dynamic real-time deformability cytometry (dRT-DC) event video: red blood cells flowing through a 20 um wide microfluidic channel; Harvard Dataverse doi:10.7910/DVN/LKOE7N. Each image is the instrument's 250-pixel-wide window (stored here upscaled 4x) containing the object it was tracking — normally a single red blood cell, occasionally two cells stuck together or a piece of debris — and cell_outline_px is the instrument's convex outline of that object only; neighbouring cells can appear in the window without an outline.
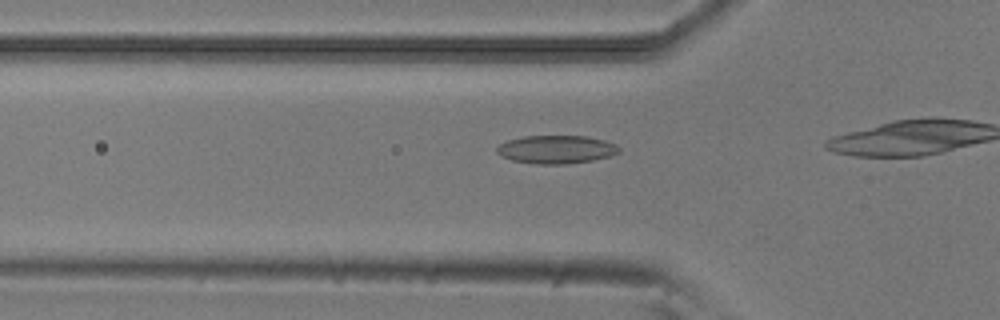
{"species": "common noctule bat (a hibernating species)", "species_latin": "Nyctalus noctula", "temperature_condition": "room temperature", "stored_images_in_passage": 18, "camera_frame_rate_fps": 3000, "um_per_image_px": 0.085, "animal": {"sex": "male", "body_mass_g": 20.5, "forearm_length_mm": 52.5}, "frame": {"image": 1, "passage_image": 13, "time_ms": 4.0, "image_size_px": [1000, 320], "cell_outline_px": [[620, 152], [608, 156], [592, 160], [568, 164], [536, 164], [512, 160], [500, 156], [496, 152], [496, 148], [500, 144], [508, 140], [524, 136], [588, 136], [604, 140], [616, 144], [620, 148]], "centroid_in_image_um": [47.27, 12.7], "position_along_channel_um": 78.5, "area_um2": 20.11}}
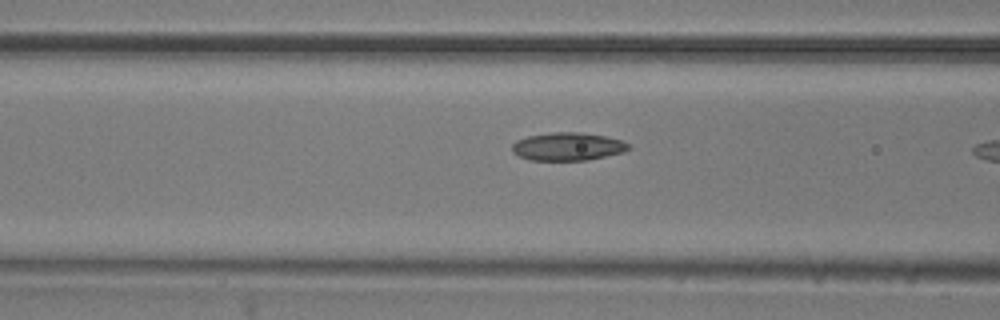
{"frame": {"image": 2, "passage_image": 16, "time_ms": 5.0, "image_size_px": [1000, 320], "cell_outline_px": [[632, 148], [624, 152], [588, 160], [532, 160], [520, 156], [512, 152], [512, 144], [516, 140], [528, 136], [552, 132], [580, 132], [608, 136], [624, 140]], "centroid_in_image_um": [48.3, 12.44], "position_along_channel_um": 118.3, "area_um2": 19.19}}